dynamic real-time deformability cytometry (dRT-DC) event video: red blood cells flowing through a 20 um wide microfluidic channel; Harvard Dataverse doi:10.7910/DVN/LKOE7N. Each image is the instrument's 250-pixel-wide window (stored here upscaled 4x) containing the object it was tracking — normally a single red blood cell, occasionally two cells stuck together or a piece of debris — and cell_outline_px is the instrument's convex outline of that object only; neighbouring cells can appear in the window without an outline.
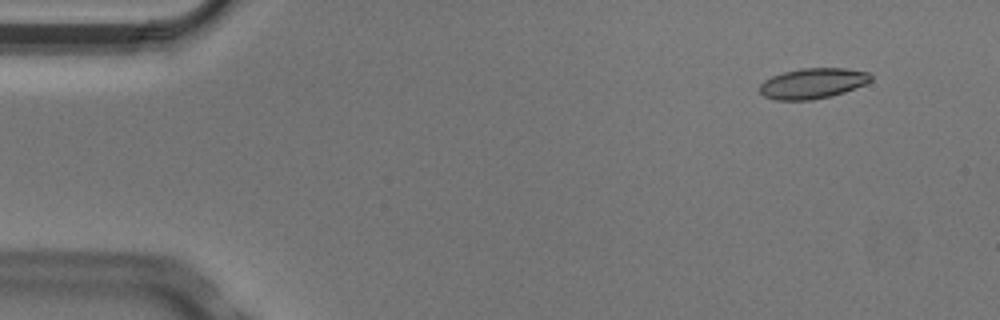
{"species": "Egyptian fruit bat (a non-hibernating species)", "species_latin": "Rousettus aegyptiacus", "temperature_condition": "cold", "stored_images_in_passage": 5, "camera_frame_rate_fps": 3000, "um_per_image_px": 0.085, "animal": {"sex": "male"}, "frame": {"image": 1, "passage_image": 2, "time_ms": 0.333, "image_size_px": [1000, 320], "cell_outline_px": [[872, 80], [864, 84], [844, 92], [832, 96], [812, 100], [776, 100], [764, 96], [760, 92], [760, 84], [764, 80], [772, 76], [784, 72], [800, 68], [844, 68], [868, 72], [872, 76]], "centroid_in_image_um": [69.07, 7.09], "position_along_channel_um": 15.9, "area_um2": 19.71}}